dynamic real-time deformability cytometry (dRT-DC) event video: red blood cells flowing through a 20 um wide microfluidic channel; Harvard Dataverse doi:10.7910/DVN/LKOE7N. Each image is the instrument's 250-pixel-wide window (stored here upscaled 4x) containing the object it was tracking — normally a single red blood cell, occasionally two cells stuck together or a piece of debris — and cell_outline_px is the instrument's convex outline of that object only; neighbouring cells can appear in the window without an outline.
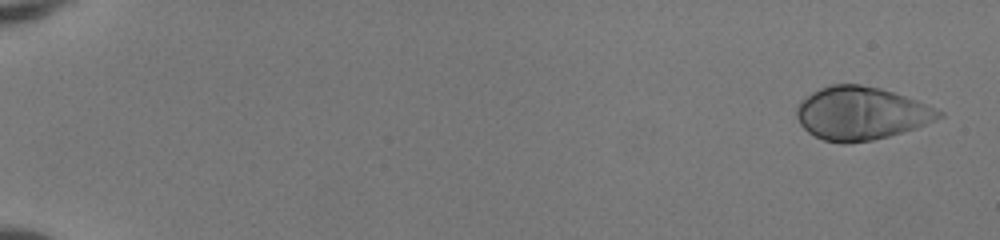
{"species": "human", "species_latin": "Homo sapiens", "temperature_condition": "room temperature", "stored_images_in_passage": 51, "camera_frame_rate_fps": 3000, "um_per_image_px": 0.085, "donor": {"sex": "female"}, "frame": {"image": 1, "passage_image": 1, "time_ms": 0.0, "image_size_px": [1000, 240], "cell_outline_px": [[944, 116], [936, 120], [916, 128], [888, 136], [872, 140], [848, 144], [844, 144], [824, 140], [808, 132], [800, 124], [796, 116], [796, 104], [800, 100], [812, 92], [820, 88], [832, 84], [860, 84], [880, 88], [916, 100], [944, 112]], "centroid_in_image_um": [73.17, 9.63], "position_along_channel_um": 11.8, "area_um2": 44.04}}
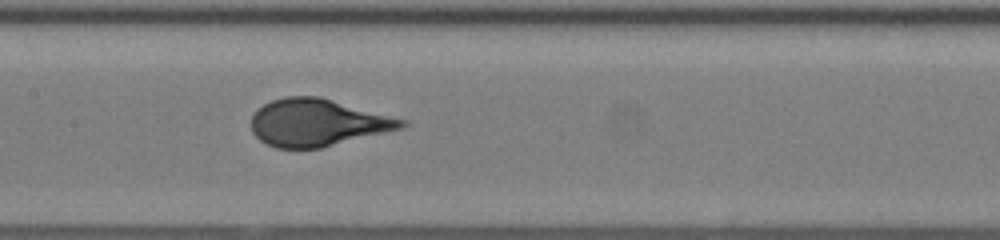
{"frame": {"image": 2, "passage_image": 27, "time_ms": 8.667, "image_size_px": [1000, 240], "cell_outline_px": [[412, 124], [404, 128], [320, 148], [276, 148], [260, 140], [252, 132], [252, 116], [264, 104], [272, 100], [284, 96], [320, 96], [408, 120]], "centroid_in_image_um": [27.05, 10.41], "position_along_channel_um": 180.4, "area_um2": 41.5}}
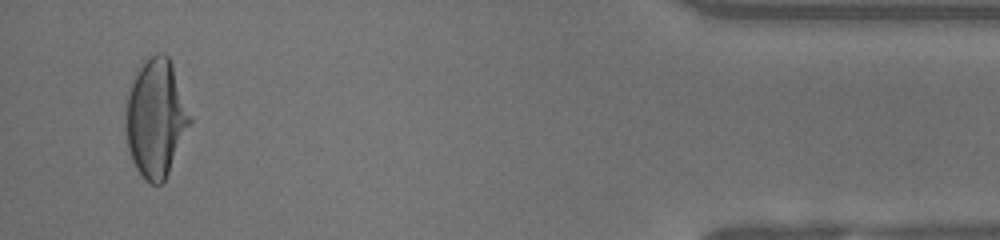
{"frame": {"image": 3, "passage_image": 49, "time_ms": 16.0, "image_size_px": [1000, 240], "cell_outline_px": [[192, 120], [168, 172], [164, 180], [160, 184], [152, 184], [144, 180], [136, 168], [132, 160], [128, 148], [124, 124], [124, 100], [140, 60], [156, 52], [160, 52], [168, 56], [172, 64], [192, 116]], "centroid_in_image_um": [13.2, 9.97], "position_along_channel_um": 422.0, "area_um2": 44.91}}